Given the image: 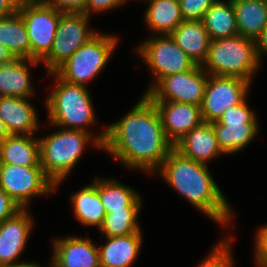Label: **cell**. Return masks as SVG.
I'll return each mask as SVG.
<instances>
[{
    "label": "cell",
    "instance_id": "5b68a950",
    "mask_svg": "<svg viewBox=\"0 0 267 267\" xmlns=\"http://www.w3.org/2000/svg\"><path fill=\"white\" fill-rule=\"evenodd\" d=\"M259 65L255 40L236 35L212 40L202 67L209 75L240 77L251 83Z\"/></svg>",
    "mask_w": 267,
    "mask_h": 267
},
{
    "label": "cell",
    "instance_id": "5bb4252c",
    "mask_svg": "<svg viewBox=\"0 0 267 267\" xmlns=\"http://www.w3.org/2000/svg\"><path fill=\"white\" fill-rule=\"evenodd\" d=\"M53 247L50 267H100L99 247L87 237L57 238Z\"/></svg>",
    "mask_w": 267,
    "mask_h": 267
},
{
    "label": "cell",
    "instance_id": "9c48e42d",
    "mask_svg": "<svg viewBox=\"0 0 267 267\" xmlns=\"http://www.w3.org/2000/svg\"><path fill=\"white\" fill-rule=\"evenodd\" d=\"M0 187L22 209H27L36 195L55 191V184L44 174L42 166H19L0 163Z\"/></svg>",
    "mask_w": 267,
    "mask_h": 267
},
{
    "label": "cell",
    "instance_id": "6da1fadb",
    "mask_svg": "<svg viewBox=\"0 0 267 267\" xmlns=\"http://www.w3.org/2000/svg\"><path fill=\"white\" fill-rule=\"evenodd\" d=\"M173 148L155 104L145 94L127 115L106 127L102 146L127 168L148 174L160 169Z\"/></svg>",
    "mask_w": 267,
    "mask_h": 267
},
{
    "label": "cell",
    "instance_id": "836d02e7",
    "mask_svg": "<svg viewBox=\"0 0 267 267\" xmlns=\"http://www.w3.org/2000/svg\"><path fill=\"white\" fill-rule=\"evenodd\" d=\"M255 242V260L258 267H267V225L259 228Z\"/></svg>",
    "mask_w": 267,
    "mask_h": 267
},
{
    "label": "cell",
    "instance_id": "7a4b0ae2",
    "mask_svg": "<svg viewBox=\"0 0 267 267\" xmlns=\"http://www.w3.org/2000/svg\"><path fill=\"white\" fill-rule=\"evenodd\" d=\"M158 173L169 186L216 223L226 227L231 223L233 213L229 202L207 164L189 159L173 148Z\"/></svg>",
    "mask_w": 267,
    "mask_h": 267
},
{
    "label": "cell",
    "instance_id": "f546056e",
    "mask_svg": "<svg viewBox=\"0 0 267 267\" xmlns=\"http://www.w3.org/2000/svg\"><path fill=\"white\" fill-rule=\"evenodd\" d=\"M247 97L238 105L228 108L216 122L221 124H258L256 114L247 105Z\"/></svg>",
    "mask_w": 267,
    "mask_h": 267
},
{
    "label": "cell",
    "instance_id": "60d3db41",
    "mask_svg": "<svg viewBox=\"0 0 267 267\" xmlns=\"http://www.w3.org/2000/svg\"><path fill=\"white\" fill-rule=\"evenodd\" d=\"M9 131L3 122V120L0 118V141L9 136Z\"/></svg>",
    "mask_w": 267,
    "mask_h": 267
},
{
    "label": "cell",
    "instance_id": "4fadbf2b",
    "mask_svg": "<svg viewBox=\"0 0 267 267\" xmlns=\"http://www.w3.org/2000/svg\"><path fill=\"white\" fill-rule=\"evenodd\" d=\"M167 139L174 145L194 127L203 123L201 107L180 102L153 101Z\"/></svg>",
    "mask_w": 267,
    "mask_h": 267
},
{
    "label": "cell",
    "instance_id": "d590c367",
    "mask_svg": "<svg viewBox=\"0 0 267 267\" xmlns=\"http://www.w3.org/2000/svg\"><path fill=\"white\" fill-rule=\"evenodd\" d=\"M125 2L126 0H87L86 10L83 13L90 16L94 11L100 12L114 9Z\"/></svg>",
    "mask_w": 267,
    "mask_h": 267
},
{
    "label": "cell",
    "instance_id": "e575fe53",
    "mask_svg": "<svg viewBox=\"0 0 267 267\" xmlns=\"http://www.w3.org/2000/svg\"><path fill=\"white\" fill-rule=\"evenodd\" d=\"M22 208L0 187V224L15 216Z\"/></svg>",
    "mask_w": 267,
    "mask_h": 267
},
{
    "label": "cell",
    "instance_id": "74e56055",
    "mask_svg": "<svg viewBox=\"0 0 267 267\" xmlns=\"http://www.w3.org/2000/svg\"><path fill=\"white\" fill-rule=\"evenodd\" d=\"M255 45L257 55L259 57V60H261V55L265 53L267 54V26L263 29L261 34L255 40Z\"/></svg>",
    "mask_w": 267,
    "mask_h": 267
},
{
    "label": "cell",
    "instance_id": "cb8c5ba5",
    "mask_svg": "<svg viewBox=\"0 0 267 267\" xmlns=\"http://www.w3.org/2000/svg\"><path fill=\"white\" fill-rule=\"evenodd\" d=\"M71 202L78 221L85 226L100 228L106 212L97 192V178L91 184L71 195Z\"/></svg>",
    "mask_w": 267,
    "mask_h": 267
},
{
    "label": "cell",
    "instance_id": "7402d4cb",
    "mask_svg": "<svg viewBox=\"0 0 267 267\" xmlns=\"http://www.w3.org/2000/svg\"><path fill=\"white\" fill-rule=\"evenodd\" d=\"M238 35L256 40L267 26V0H233Z\"/></svg>",
    "mask_w": 267,
    "mask_h": 267
},
{
    "label": "cell",
    "instance_id": "ac0fdd59",
    "mask_svg": "<svg viewBox=\"0 0 267 267\" xmlns=\"http://www.w3.org/2000/svg\"><path fill=\"white\" fill-rule=\"evenodd\" d=\"M170 36L196 65H203L211 39L202 20H183Z\"/></svg>",
    "mask_w": 267,
    "mask_h": 267
},
{
    "label": "cell",
    "instance_id": "9a60e30c",
    "mask_svg": "<svg viewBox=\"0 0 267 267\" xmlns=\"http://www.w3.org/2000/svg\"><path fill=\"white\" fill-rule=\"evenodd\" d=\"M27 209L0 224V266L18 262L34 226Z\"/></svg>",
    "mask_w": 267,
    "mask_h": 267
},
{
    "label": "cell",
    "instance_id": "30bf717a",
    "mask_svg": "<svg viewBox=\"0 0 267 267\" xmlns=\"http://www.w3.org/2000/svg\"><path fill=\"white\" fill-rule=\"evenodd\" d=\"M89 16L85 13H63L50 52L40 61L48 73L54 72L77 49L98 32L89 29Z\"/></svg>",
    "mask_w": 267,
    "mask_h": 267
},
{
    "label": "cell",
    "instance_id": "8d00e7d4",
    "mask_svg": "<svg viewBox=\"0 0 267 267\" xmlns=\"http://www.w3.org/2000/svg\"><path fill=\"white\" fill-rule=\"evenodd\" d=\"M20 1L21 0H0V18L16 14Z\"/></svg>",
    "mask_w": 267,
    "mask_h": 267
},
{
    "label": "cell",
    "instance_id": "277c9868",
    "mask_svg": "<svg viewBox=\"0 0 267 267\" xmlns=\"http://www.w3.org/2000/svg\"><path fill=\"white\" fill-rule=\"evenodd\" d=\"M55 87L46 98L49 123L54 127L82 130L95 122L90 93L85 86L69 83L55 72ZM86 126V128H85Z\"/></svg>",
    "mask_w": 267,
    "mask_h": 267
},
{
    "label": "cell",
    "instance_id": "f35d334b",
    "mask_svg": "<svg viewBox=\"0 0 267 267\" xmlns=\"http://www.w3.org/2000/svg\"><path fill=\"white\" fill-rule=\"evenodd\" d=\"M15 59L16 57L12 54V52L0 44V65L11 63Z\"/></svg>",
    "mask_w": 267,
    "mask_h": 267
},
{
    "label": "cell",
    "instance_id": "d4e9b609",
    "mask_svg": "<svg viewBox=\"0 0 267 267\" xmlns=\"http://www.w3.org/2000/svg\"><path fill=\"white\" fill-rule=\"evenodd\" d=\"M204 27L212 40L238 35L235 11L231 0H216L202 19Z\"/></svg>",
    "mask_w": 267,
    "mask_h": 267
},
{
    "label": "cell",
    "instance_id": "8fae6325",
    "mask_svg": "<svg viewBox=\"0 0 267 267\" xmlns=\"http://www.w3.org/2000/svg\"><path fill=\"white\" fill-rule=\"evenodd\" d=\"M208 73L202 65L162 78L146 95L152 101L202 105Z\"/></svg>",
    "mask_w": 267,
    "mask_h": 267
},
{
    "label": "cell",
    "instance_id": "603a6c76",
    "mask_svg": "<svg viewBox=\"0 0 267 267\" xmlns=\"http://www.w3.org/2000/svg\"><path fill=\"white\" fill-rule=\"evenodd\" d=\"M145 1V0H144ZM145 22L155 35H170L184 20L179 0H147Z\"/></svg>",
    "mask_w": 267,
    "mask_h": 267
},
{
    "label": "cell",
    "instance_id": "52a82bcc",
    "mask_svg": "<svg viewBox=\"0 0 267 267\" xmlns=\"http://www.w3.org/2000/svg\"><path fill=\"white\" fill-rule=\"evenodd\" d=\"M18 13L30 40V59L41 61L51 50L59 20L64 12L43 0H21Z\"/></svg>",
    "mask_w": 267,
    "mask_h": 267
},
{
    "label": "cell",
    "instance_id": "ba28073f",
    "mask_svg": "<svg viewBox=\"0 0 267 267\" xmlns=\"http://www.w3.org/2000/svg\"><path fill=\"white\" fill-rule=\"evenodd\" d=\"M137 52L155 75V81L150 84L145 95L162 78L189 71L196 66L170 35H154L146 39Z\"/></svg>",
    "mask_w": 267,
    "mask_h": 267
},
{
    "label": "cell",
    "instance_id": "4dcf8cb0",
    "mask_svg": "<svg viewBox=\"0 0 267 267\" xmlns=\"http://www.w3.org/2000/svg\"><path fill=\"white\" fill-rule=\"evenodd\" d=\"M223 239L197 267H233L231 239Z\"/></svg>",
    "mask_w": 267,
    "mask_h": 267
},
{
    "label": "cell",
    "instance_id": "8992f818",
    "mask_svg": "<svg viewBox=\"0 0 267 267\" xmlns=\"http://www.w3.org/2000/svg\"><path fill=\"white\" fill-rule=\"evenodd\" d=\"M117 40L116 36L98 32L54 72L69 83L86 86L106 66L117 46Z\"/></svg>",
    "mask_w": 267,
    "mask_h": 267
},
{
    "label": "cell",
    "instance_id": "2e32d148",
    "mask_svg": "<svg viewBox=\"0 0 267 267\" xmlns=\"http://www.w3.org/2000/svg\"><path fill=\"white\" fill-rule=\"evenodd\" d=\"M174 149L189 159L205 164L225 154L219 146L212 123L208 122L194 127L174 144Z\"/></svg>",
    "mask_w": 267,
    "mask_h": 267
},
{
    "label": "cell",
    "instance_id": "83f0119b",
    "mask_svg": "<svg viewBox=\"0 0 267 267\" xmlns=\"http://www.w3.org/2000/svg\"><path fill=\"white\" fill-rule=\"evenodd\" d=\"M0 44L8 48L16 58L30 59L29 36L18 12L0 18Z\"/></svg>",
    "mask_w": 267,
    "mask_h": 267
},
{
    "label": "cell",
    "instance_id": "44dd1931",
    "mask_svg": "<svg viewBox=\"0 0 267 267\" xmlns=\"http://www.w3.org/2000/svg\"><path fill=\"white\" fill-rule=\"evenodd\" d=\"M0 163L41 166L39 138L34 135L7 136L0 141Z\"/></svg>",
    "mask_w": 267,
    "mask_h": 267
},
{
    "label": "cell",
    "instance_id": "e0dca14e",
    "mask_svg": "<svg viewBox=\"0 0 267 267\" xmlns=\"http://www.w3.org/2000/svg\"><path fill=\"white\" fill-rule=\"evenodd\" d=\"M28 98L1 96L0 118L10 135H35L39 128L38 115Z\"/></svg>",
    "mask_w": 267,
    "mask_h": 267
},
{
    "label": "cell",
    "instance_id": "484cf974",
    "mask_svg": "<svg viewBox=\"0 0 267 267\" xmlns=\"http://www.w3.org/2000/svg\"><path fill=\"white\" fill-rule=\"evenodd\" d=\"M115 179L97 178V192L105 212L123 209V207H141L140 195Z\"/></svg>",
    "mask_w": 267,
    "mask_h": 267
},
{
    "label": "cell",
    "instance_id": "f1b7e54d",
    "mask_svg": "<svg viewBox=\"0 0 267 267\" xmlns=\"http://www.w3.org/2000/svg\"><path fill=\"white\" fill-rule=\"evenodd\" d=\"M141 207H123L105 214L99 230L105 237L124 236L132 233H142L136 220Z\"/></svg>",
    "mask_w": 267,
    "mask_h": 267
},
{
    "label": "cell",
    "instance_id": "3957f363",
    "mask_svg": "<svg viewBox=\"0 0 267 267\" xmlns=\"http://www.w3.org/2000/svg\"><path fill=\"white\" fill-rule=\"evenodd\" d=\"M90 139L92 135L89 132L65 128L39 138L40 164L44 174L55 184L56 188L73 170L89 142H93L95 147L102 149L106 139V130L96 135L92 141Z\"/></svg>",
    "mask_w": 267,
    "mask_h": 267
},
{
    "label": "cell",
    "instance_id": "d6a6232c",
    "mask_svg": "<svg viewBox=\"0 0 267 267\" xmlns=\"http://www.w3.org/2000/svg\"><path fill=\"white\" fill-rule=\"evenodd\" d=\"M55 10L64 13H83L86 10L87 0H43Z\"/></svg>",
    "mask_w": 267,
    "mask_h": 267
},
{
    "label": "cell",
    "instance_id": "4316f807",
    "mask_svg": "<svg viewBox=\"0 0 267 267\" xmlns=\"http://www.w3.org/2000/svg\"><path fill=\"white\" fill-rule=\"evenodd\" d=\"M219 146L226 154L237 153L247 147L258 133V124H221L212 122Z\"/></svg>",
    "mask_w": 267,
    "mask_h": 267
},
{
    "label": "cell",
    "instance_id": "ffe728a7",
    "mask_svg": "<svg viewBox=\"0 0 267 267\" xmlns=\"http://www.w3.org/2000/svg\"><path fill=\"white\" fill-rule=\"evenodd\" d=\"M39 62L35 59L16 58L11 63L0 65V97L29 98L35 94L28 66H36Z\"/></svg>",
    "mask_w": 267,
    "mask_h": 267
},
{
    "label": "cell",
    "instance_id": "7c38bea8",
    "mask_svg": "<svg viewBox=\"0 0 267 267\" xmlns=\"http://www.w3.org/2000/svg\"><path fill=\"white\" fill-rule=\"evenodd\" d=\"M250 84L240 77L208 74L201 105L203 121L216 122L228 108L241 103L248 95Z\"/></svg>",
    "mask_w": 267,
    "mask_h": 267
},
{
    "label": "cell",
    "instance_id": "d6986e66",
    "mask_svg": "<svg viewBox=\"0 0 267 267\" xmlns=\"http://www.w3.org/2000/svg\"><path fill=\"white\" fill-rule=\"evenodd\" d=\"M105 238L106 244L99 248L100 267H131L140 254L142 234Z\"/></svg>",
    "mask_w": 267,
    "mask_h": 267
},
{
    "label": "cell",
    "instance_id": "1f68e13d",
    "mask_svg": "<svg viewBox=\"0 0 267 267\" xmlns=\"http://www.w3.org/2000/svg\"><path fill=\"white\" fill-rule=\"evenodd\" d=\"M216 0H179L184 20H202Z\"/></svg>",
    "mask_w": 267,
    "mask_h": 267
},
{
    "label": "cell",
    "instance_id": "ab89813d",
    "mask_svg": "<svg viewBox=\"0 0 267 267\" xmlns=\"http://www.w3.org/2000/svg\"><path fill=\"white\" fill-rule=\"evenodd\" d=\"M0 267H42L40 265H37L35 263H26V262H16L13 264H8V265H2Z\"/></svg>",
    "mask_w": 267,
    "mask_h": 267
}]
</instances>
